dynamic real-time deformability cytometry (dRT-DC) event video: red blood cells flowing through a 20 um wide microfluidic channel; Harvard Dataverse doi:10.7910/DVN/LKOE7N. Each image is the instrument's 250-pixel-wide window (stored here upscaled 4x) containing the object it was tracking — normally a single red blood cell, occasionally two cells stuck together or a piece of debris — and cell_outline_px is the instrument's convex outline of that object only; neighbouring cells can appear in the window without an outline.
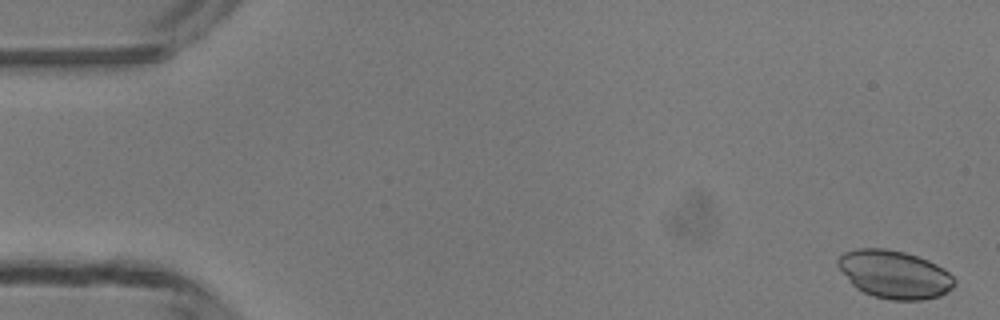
{"species": "common noctule bat (a hibernating species)", "species_latin": "Nyctalus noctula", "temperature_condition": "room temperature", "stored_images_in_passage": 49, "camera_frame_rate_fps": 3000, "um_per_image_px": 0.085, "animal": {"sex": "male", "body_mass_g": 13.3}, "frame": {"image": 1, "passage_image": 2, "time_ms": 0.333, "image_size_px": [1000, 320], "cell_outline_px": [[956, 284], [952, 288], [940, 296], [924, 300], [892, 300], [872, 296], [856, 288], [852, 284], [836, 264], [836, 260], [844, 252], [856, 248], [884, 248], [904, 252], [928, 260], [944, 268], [956, 280]], "centroid_in_image_um": [76.03, 23.32], "position_along_channel_um": 9.0, "area_um2": 32.71}}
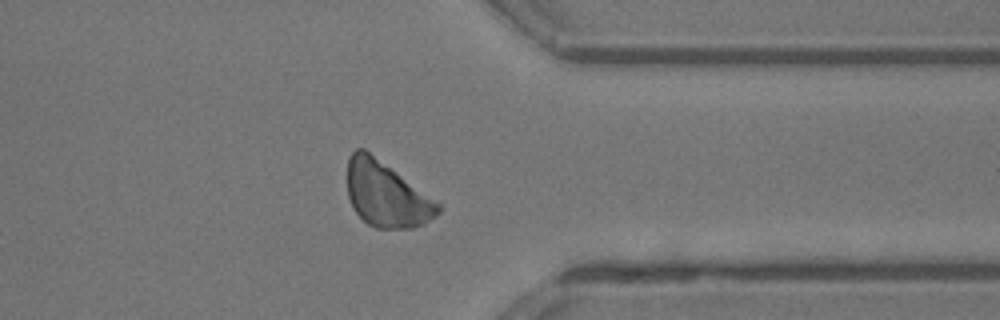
{"frame": {"image": 2, "passage_image": 39, "time_ms": 12.667, "image_size_px": [1000, 320], "cell_outline_px": [[444, 208], [436, 216], [424, 224], [412, 228], [376, 228], [368, 224], [352, 208], [348, 196], [348, 156], [356, 148], [364, 148], [440, 204]], "centroid_in_image_um": [32.83, 16.54], "position_along_channel_um": 378.6, "area_um2": 34.16}}
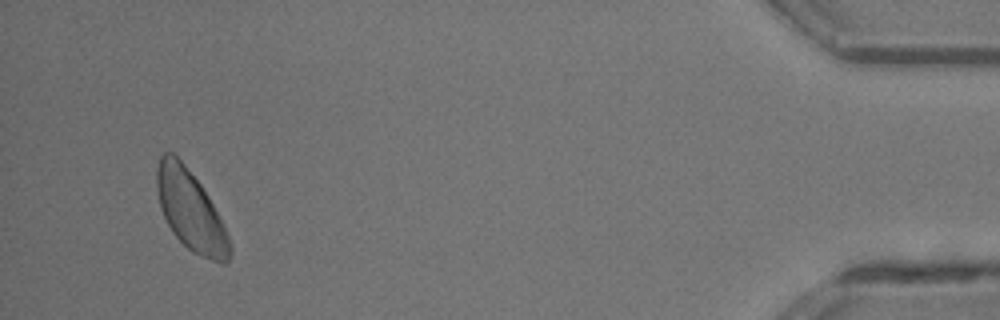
{"frame": {"image": 3, "passage_image": 47, "time_ms": 15.333, "image_size_px": [1000, 320], "cell_outline_px": [[232, 252], [228, 260], [224, 264], [220, 264], [192, 252], [172, 232], [160, 208], [156, 188], [156, 168], [160, 156], [164, 152], [172, 152], [184, 164], [200, 184], [208, 196], [232, 244]], "centroid_in_image_um": [16.18, 17.91], "position_along_channel_um": 419.0, "area_um2": 33.7}}